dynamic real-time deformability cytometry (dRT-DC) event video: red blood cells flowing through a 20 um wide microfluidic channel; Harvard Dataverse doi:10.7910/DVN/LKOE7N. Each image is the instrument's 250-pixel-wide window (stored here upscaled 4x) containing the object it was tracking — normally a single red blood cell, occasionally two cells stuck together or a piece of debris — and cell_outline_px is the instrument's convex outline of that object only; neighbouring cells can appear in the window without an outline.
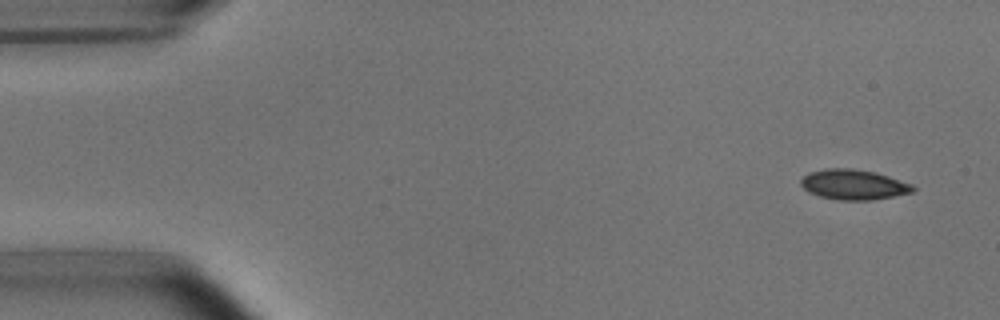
{"species": "common noctule bat (a hibernating species)", "species_latin": "Nyctalus noctula", "temperature_condition": "room temperature", "stored_images_in_passage": 8, "camera_frame_rate_fps": 3000, "um_per_image_px": 0.085, "animal": {"sex": "male", "body_mass_g": 15.6}, "frame": {"image": 1, "passage_image": 1, "time_ms": 0.0, "image_size_px": [1000, 320], "cell_outline_px": [[916, 188], [912, 192], [872, 200], [836, 200], [820, 196], [808, 192], [800, 184], [800, 180], [808, 172], [828, 168], [852, 168], [876, 172], [912, 184]], "centroid_in_image_um": [72.53, 15.68], "position_along_channel_um": 12.5, "area_um2": 19.71}}
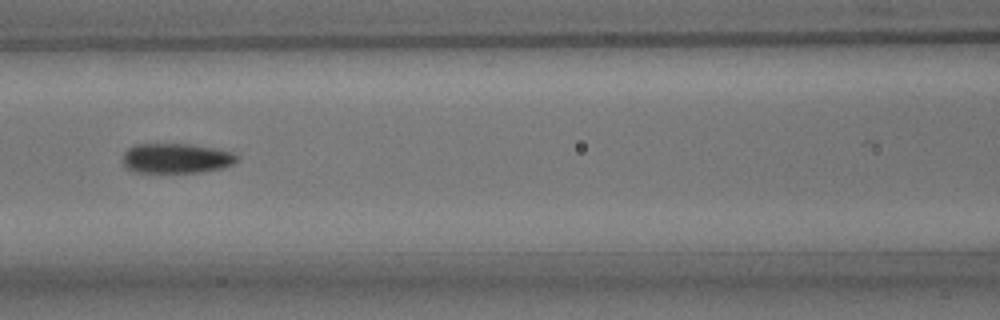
{"frame": {"image": 2, "passage_image": 7, "time_ms": 6.667, "image_size_px": [1000, 320], "cell_outline_px": [[240, 156], [232, 164], [224, 168], [200, 172], [136, 172], [128, 168], [124, 164], [124, 152], [128, 148], [136, 144], [192, 144], [232, 152]], "centroid_in_image_um": [15.01, 13.45], "position_along_channel_um": 151.6, "area_um2": 19.77}}
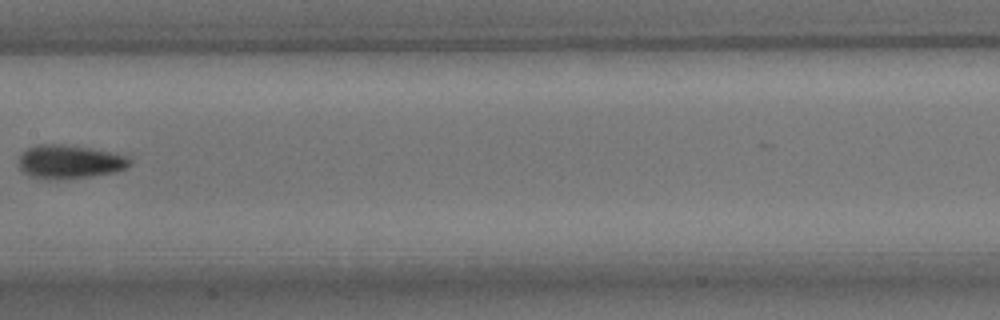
{"frame": {"image": 3, "passage_image": 8, "time_ms": 8.0, "image_size_px": [1000, 320], "cell_outline_px": [[132, 164], [128, 168], [116, 172], [92, 176], [48, 180], [28, 176], [20, 168], [20, 156], [28, 148], [36, 144], [60, 144], [92, 148], [112, 152], [128, 156], [132, 160]], "centroid_in_image_um": [5.97, 13.75], "position_along_channel_um": 201.4, "area_um2": 21.96}}